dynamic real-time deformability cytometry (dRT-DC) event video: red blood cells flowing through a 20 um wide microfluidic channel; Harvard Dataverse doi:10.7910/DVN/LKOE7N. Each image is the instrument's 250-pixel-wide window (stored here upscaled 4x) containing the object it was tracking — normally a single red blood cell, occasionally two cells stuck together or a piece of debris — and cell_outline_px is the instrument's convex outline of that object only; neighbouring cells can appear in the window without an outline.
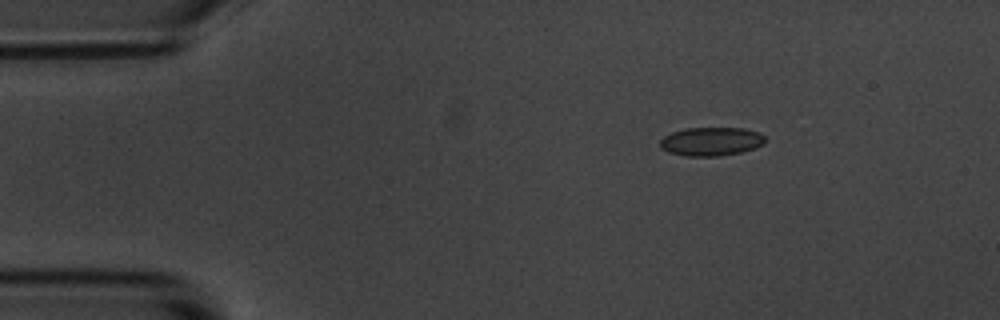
{"species": "common noctule bat (a hibernating species)", "species_latin": "Nyctalus noctula", "temperature_condition": "room temperature", "stored_images_in_passage": 44, "camera_frame_rate_fps": 3000, "um_per_image_px": 0.085, "animal": {"sex": "male", "body_mass_g": 20.1, "forearm_length_mm": 53.5}, "frame": {"image": 1, "passage_image": 1, "time_ms": 0.0, "image_size_px": [1000, 320], "cell_outline_px": [[764, 144], [756, 148], [740, 152], [720, 156], [688, 156], [668, 152], [660, 148], [660, 140], [664, 136], [672, 132], [684, 128], [744, 128], [760, 132], [764, 136]], "centroid_in_image_um": [60.45, 12.02], "position_along_channel_um": 24.5, "area_um2": 17.63}}
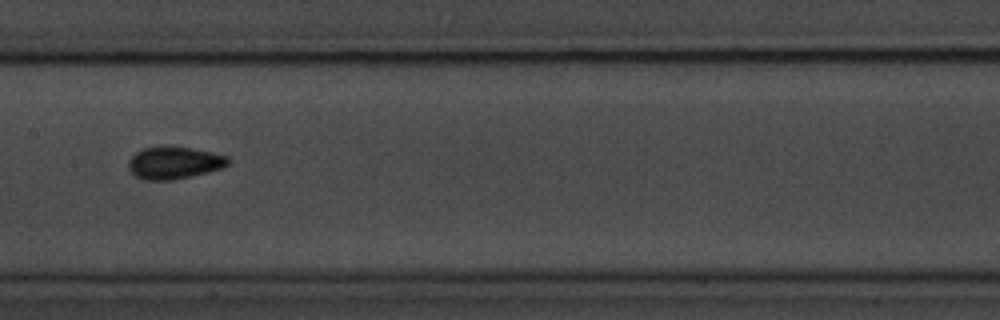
{"frame": {"image": 2, "passage_image": 20, "time_ms": 6.333, "image_size_px": [1000, 320], "cell_outline_px": [[228, 164], [220, 168], [208, 172], [172, 180], [148, 180], [136, 176], [128, 168], [128, 160], [136, 152], [144, 148], [192, 148], [212, 152], [228, 156]], "centroid_in_image_um": [14.8, 13.85], "position_along_channel_um": 192.6, "area_um2": 18.21}}
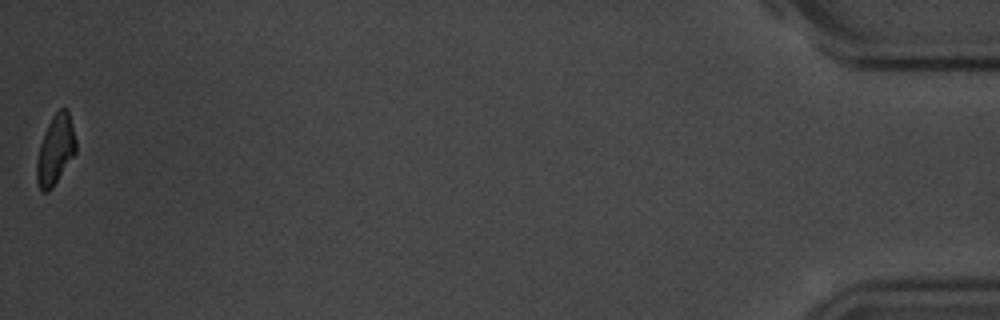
{"frame": {"image": 3, "passage_image": 44, "time_ms": 14.333, "image_size_px": [1000, 320], "cell_outline_px": [[76, 152], [52, 188], [48, 192], [44, 192], [40, 188], [36, 180], [36, 160], [40, 144], [44, 132], [52, 116], [60, 108], [68, 108], [76, 140]], "centroid_in_image_um": [4.71, 12.72], "position_along_channel_um": 430.5, "area_um2": 15.9}, "authors_computed_cell_mechanics": {"area_um2": 17.5423, "velocity_mm_per_s": 3.6418, "shape_relaxation_time_tau1_ms": 7.8846, "shape_relaxation_time_tau2_ms": 1.6556, "deformation_change_tau1": 0.1362, "deformation_change_tau2": 0.0517}}